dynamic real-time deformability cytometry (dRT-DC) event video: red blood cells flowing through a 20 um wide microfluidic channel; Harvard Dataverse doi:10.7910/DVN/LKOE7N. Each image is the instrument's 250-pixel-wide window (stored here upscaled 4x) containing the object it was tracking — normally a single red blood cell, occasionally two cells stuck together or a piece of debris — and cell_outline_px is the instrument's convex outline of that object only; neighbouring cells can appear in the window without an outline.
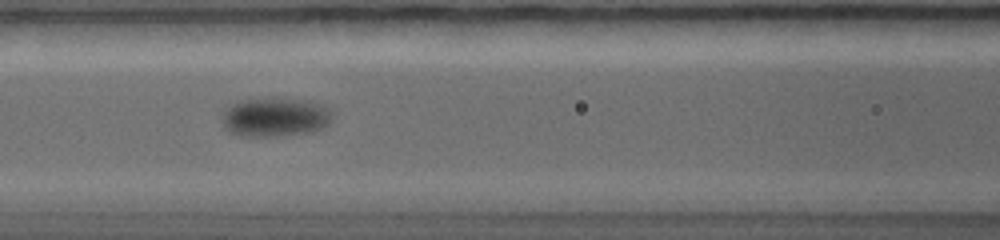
{"species": "common noctule bat (a hibernating species)", "species_latin": "Nyctalus noctula", "temperature_condition": "warm", "stored_images_in_passage": 50, "camera_frame_rate_fps": 5000, "um_per_image_px": 0.085, "animal": {"sex": "female", "body_mass_g": 19.0, "forearm_length_mm": 56.7}, "frame": {"image": 1, "passage_image": 20, "time_ms": 4.6, "image_size_px": [1000, 240], "cell_outline_px": [[332, 116], [328, 124], [312, 132], [272, 136], [240, 136], [224, 128], [224, 108], [232, 104], [244, 100], [296, 100], [320, 104], [328, 108], [332, 112]], "centroid_in_image_um": [23.38, 9.99], "position_along_channel_um": 143.2, "area_um2": 24.16}}
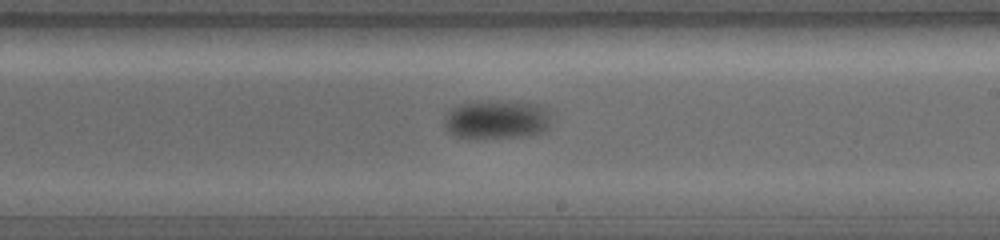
{"frame": {"image": 2, "passage_image": 29, "time_ms": 6.8, "image_size_px": [1000, 240], "cell_outline_px": [[552, 124], [544, 132], [532, 136], [476, 140], [456, 136], [448, 132], [444, 128], [444, 120], [448, 112], [464, 104], [532, 104], [540, 108], [548, 116]], "centroid_in_image_um": [42.19, 10.3], "position_along_channel_um": 246.8, "area_um2": 23.29}}
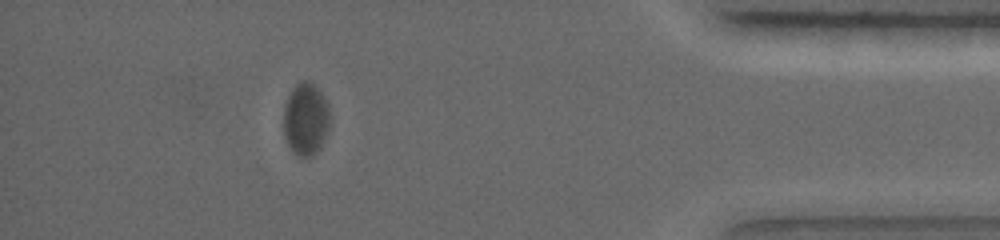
{"frame": {"image": 3, "passage_image": 44, "time_ms": 11.2, "image_size_px": [1000, 240], "cell_outline_px": [[328, 128], [320, 148], [312, 156], [300, 156], [292, 152], [284, 136], [284, 104], [292, 88], [300, 80], [308, 80], [324, 96], [328, 104]], "centroid_in_image_um": [25.96, 10.11], "position_along_channel_um": 409.2, "area_um2": 19.42}}